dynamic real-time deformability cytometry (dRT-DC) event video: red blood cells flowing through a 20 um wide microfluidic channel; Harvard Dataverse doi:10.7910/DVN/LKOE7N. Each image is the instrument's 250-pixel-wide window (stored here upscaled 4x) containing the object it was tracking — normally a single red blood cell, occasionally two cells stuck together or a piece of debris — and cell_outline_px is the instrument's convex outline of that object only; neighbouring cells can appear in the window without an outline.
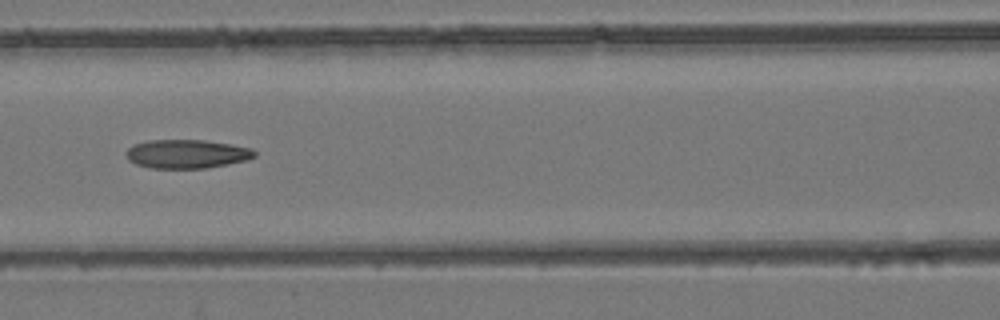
{"species": "common noctule bat (a hibernating species)", "species_latin": "Nyctalus noctula", "temperature_condition": "room temperature", "stored_images_in_passage": 7, "camera_frame_rate_fps": 3000, "um_per_image_px": 0.085, "animal": {"sex": "female", "body_mass_g": 24.6, "forearm_length_mm": 56.2}, "frame": {"image": 1, "passage_image": 6, "time_ms": 1.667, "image_size_px": [1000, 320], "cell_outline_px": [[256, 156], [248, 160], [208, 168], [152, 168], [136, 164], [128, 160], [124, 152], [132, 144], [148, 140], [204, 140], [232, 144], [252, 148], [256, 152]], "centroid_in_image_um": [15.88, 13.08], "position_along_channel_um": 150.7, "area_um2": 21.79}}
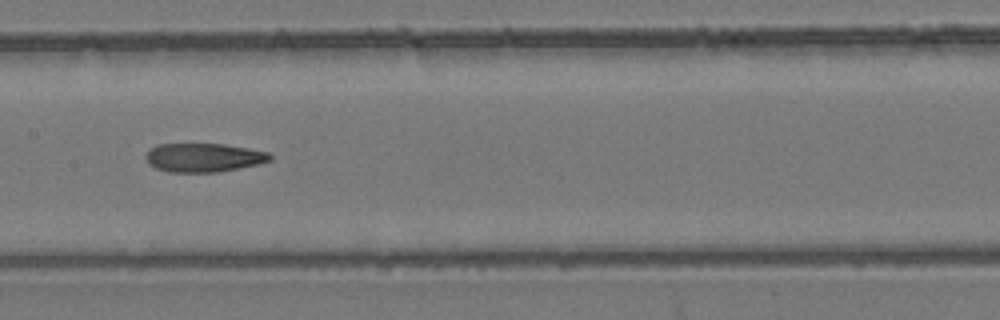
{"frame": {"image": 2, "passage_image": 7, "time_ms": 2.0, "image_size_px": [1000, 320], "cell_outline_px": [[272, 160], [260, 164], [216, 172], [168, 172], [156, 168], [148, 164], [144, 156], [156, 144], [224, 144], [248, 148], [268, 152], [272, 156]], "centroid_in_image_um": [17.31, 13.39], "position_along_channel_um": 190.1, "area_um2": 20.87}}